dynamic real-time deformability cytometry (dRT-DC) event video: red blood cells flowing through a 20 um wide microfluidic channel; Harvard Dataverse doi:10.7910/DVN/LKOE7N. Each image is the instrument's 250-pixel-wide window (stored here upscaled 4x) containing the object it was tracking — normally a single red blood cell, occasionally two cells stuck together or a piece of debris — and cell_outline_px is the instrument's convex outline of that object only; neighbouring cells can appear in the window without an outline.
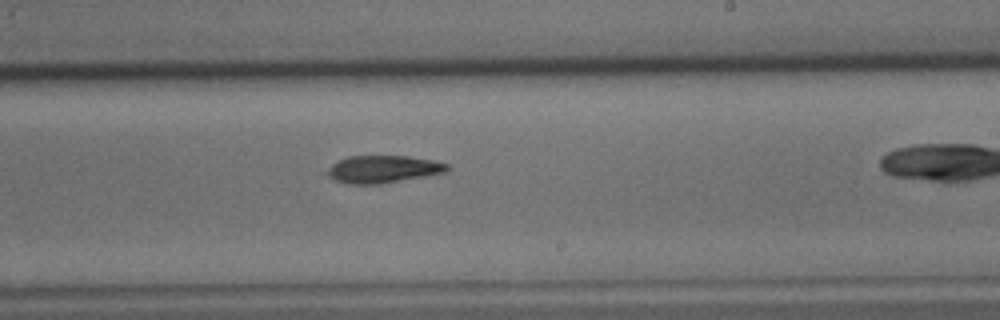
{"species": "common noctule bat (a hibernating species)", "species_latin": "Nyctalus noctula", "temperature_condition": "cold", "stored_images_in_passage": 41, "camera_frame_rate_fps": 3000, "um_per_image_px": 0.085, "animal": {"sex": "male", "body_mass_g": 15.6}, "frame": {"image": 1, "passage_image": 30, "time_ms": 9.667, "image_size_px": [1000, 320], "cell_outline_px": [[448, 172], [380, 184], [348, 184], [336, 180], [320, 172], [332, 164], [348, 156], [408, 156], [432, 160], [448, 164]], "centroid_in_image_um": [32.5, 14.38], "position_along_channel_um": 256.5, "area_um2": 19.31}}
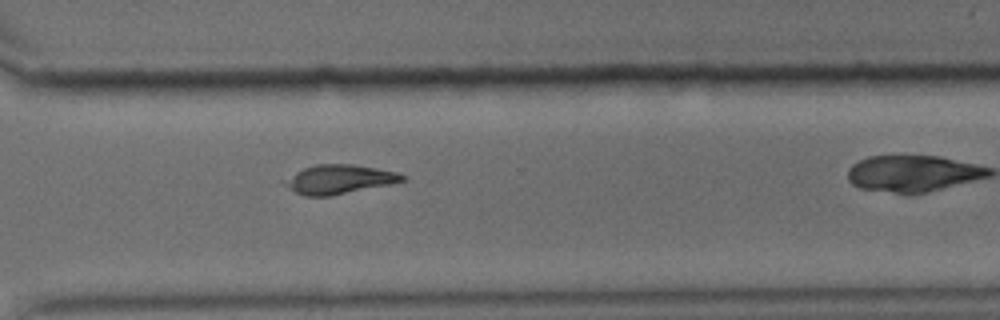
{"frame": {"image": 2, "passage_image": 37, "time_ms": 12.0, "image_size_px": [1000, 320], "cell_outline_px": [[404, 180], [392, 184], [328, 196], [304, 196], [296, 192], [284, 184], [280, 180], [304, 168], [316, 164], [352, 164], [376, 168], [396, 172], [404, 176]], "centroid_in_image_um": [28.78, 15.24], "position_along_channel_um": 341.8, "area_um2": 19.77}}
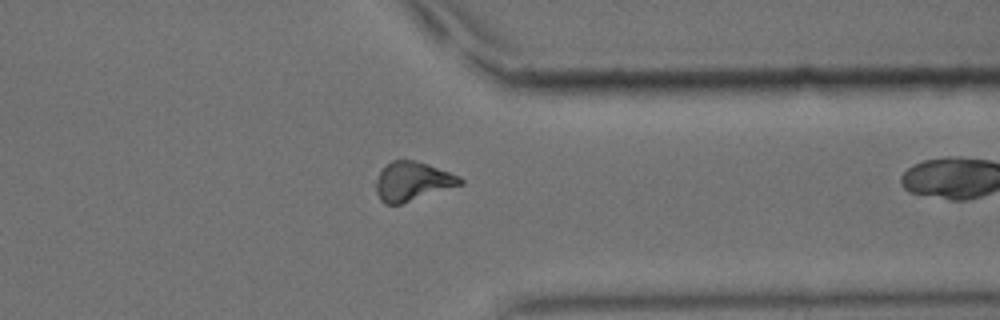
{"frame": {"image": 3, "passage_image": 40, "time_ms": 13.0, "image_size_px": [1000, 320], "cell_outline_px": [[464, 184], [400, 204], [384, 204], [380, 200], [376, 192], [376, 184], [380, 172], [392, 160], [416, 160], [428, 164], [460, 176], [464, 180]], "centroid_in_image_um": [35.09, 15.42], "position_along_channel_um": 376.3, "area_um2": 19.02}}